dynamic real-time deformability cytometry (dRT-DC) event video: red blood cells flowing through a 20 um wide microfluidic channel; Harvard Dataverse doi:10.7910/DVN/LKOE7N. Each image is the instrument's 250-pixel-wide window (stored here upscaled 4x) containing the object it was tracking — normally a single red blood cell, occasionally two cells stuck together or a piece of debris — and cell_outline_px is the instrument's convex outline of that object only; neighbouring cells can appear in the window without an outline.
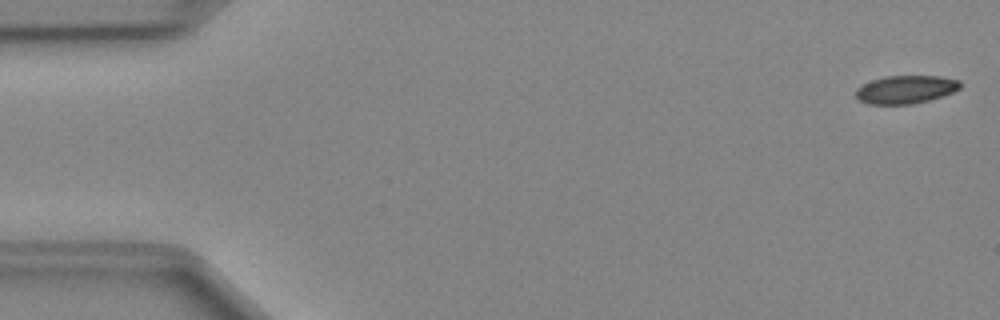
{"species": "Egyptian fruit bat (a non-hibernating species)", "species_latin": "Rousettus aegyptiacus", "temperature_condition": "cold", "stored_images_in_passage": 50, "camera_frame_rate_fps": 3000, "um_per_image_px": 0.085, "animal": {"sex": "female"}, "frame": {"image": 1, "passage_image": 1, "time_ms": 0.0, "image_size_px": [1000, 320], "cell_outline_px": [[960, 88], [952, 92], [928, 100], [912, 104], [868, 104], [860, 100], [856, 96], [856, 88], [872, 80], [884, 76], [940, 76], [960, 80]], "centroid_in_image_um": [76.97, 7.6], "position_along_channel_um": 8.0, "area_um2": 16.94}}
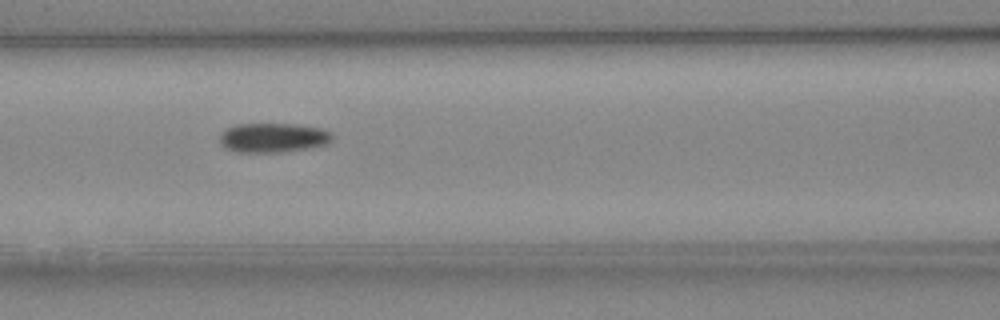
{"frame": {"image": 2, "passage_image": 21, "time_ms": 6.667, "image_size_px": [1000, 320], "cell_outline_px": [[336, 136], [328, 144], [308, 148], [284, 152], [236, 152], [224, 148], [220, 144], [220, 132], [236, 124], [296, 124], [320, 128], [332, 132]], "centroid_in_image_um": [23.23, 11.71], "position_along_channel_um": 143.4, "area_um2": 19.59}}
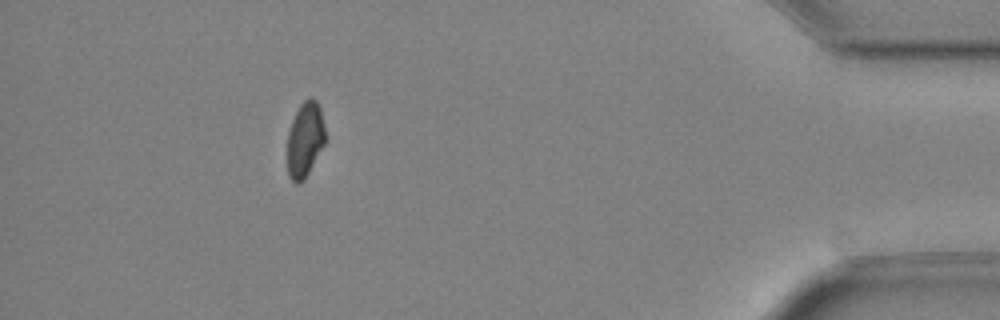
{"frame": {"image": 3, "passage_image": 45, "time_ms": 14.667, "image_size_px": [1000, 320], "cell_outline_px": [[324, 144], [304, 180], [300, 184], [296, 184], [288, 176], [288, 132], [292, 120], [300, 104], [308, 96], [312, 96], [316, 100], [320, 108], [324, 128]], "centroid_in_image_um": [25.91, 11.85], "position_along_channel_um": 409.3, "area_um2": 16.47}, "authors_computed_cell_mechanics": {"area_um2": 18.3226, "velocity_mm_per_s": 4.0299, "shape_relaxation_time_tau1_ms": 7.1803, "shape_relaxation_time_tau2_ms": null, "deformation_change_tau1": 0.0906, "deformation_change_tau2": null}}